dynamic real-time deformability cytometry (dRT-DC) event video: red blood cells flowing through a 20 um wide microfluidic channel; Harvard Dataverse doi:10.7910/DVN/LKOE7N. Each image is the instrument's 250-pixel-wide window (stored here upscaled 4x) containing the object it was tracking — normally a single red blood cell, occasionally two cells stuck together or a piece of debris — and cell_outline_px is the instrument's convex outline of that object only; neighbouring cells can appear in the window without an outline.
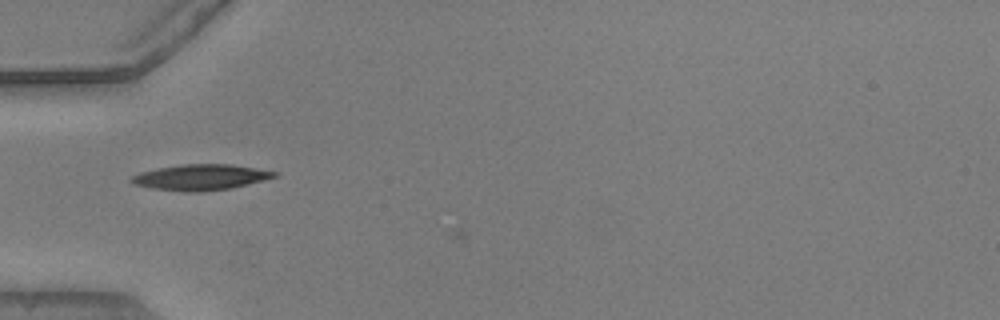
{"species": "common noctule bat (a hibernating species)", "species_latin": "Nyctalus noctula", "temperature_condition": "warm", "stored_images_in_passage": 2, "camera_frame_rate_fps": 3000, "um_per_image_px": 0.085, "animal": {"sex": "male", "body_mass_g": 20.5, "forearm_length_mm": 52.5}, "frame": {"image": 1, "passage_image": 1, "time_ms": 0.0, "image_size_px": [1000, 320], "cell_outline_px": [[280, 172], [276, 176], [232, 188], [200, 192], [188, 192], [152, 188], [136, 184], [128, 180], [132, 176], [140, 172], [156, 168], [184, 164], [232, 164]], "centroid_in_image_um": [17.05, 15.06], "position_along_channel_um": 68.0, "area_um2": 21.33}}